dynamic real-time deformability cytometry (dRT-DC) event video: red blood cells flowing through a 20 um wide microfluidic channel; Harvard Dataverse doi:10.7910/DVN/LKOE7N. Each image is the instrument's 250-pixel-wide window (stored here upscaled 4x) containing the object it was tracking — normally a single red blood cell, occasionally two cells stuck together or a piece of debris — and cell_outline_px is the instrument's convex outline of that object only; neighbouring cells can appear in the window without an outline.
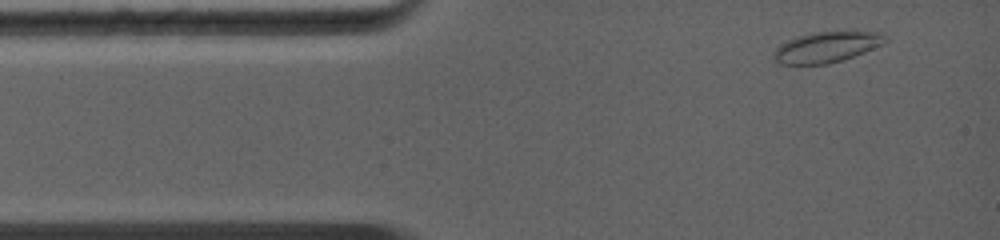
{"species": "common noctule bat (a hibernating species)", "species_latin": "Nyctalus noctula", "temperature_condition": "warm", "stored_images_in_passage": 4, "camera_frame_rate_fps": 5000, "um_per_image_px": 0.085, "animal": {"sex": "female", "body_mass_g": 19.0, "forearm_length_mm": 56.7}, "frame": {"image": 1, "passage_image": 2, "time_ms": 0.8, "image_size_px": [1000, 240], "cell_outline_px": [[888, 40], [884, 44], [864, 52], [828, 64], [780, 64], [772, 56], [772, 52], [780, 44], [788, 40], [800, 36], [816, 32], [880, 32]], "centroid_in_image_um": [70.24, 4.01], "position_along_channel_um": 14.8, "area_um2": 19.59}}
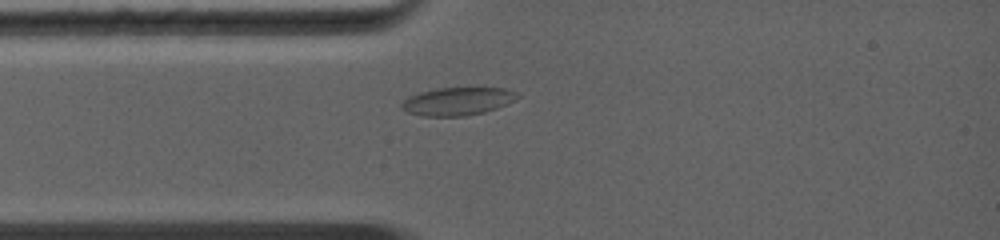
{"frame": {"image": 2, "passage_image": 4, "time_ms": 2.6, "image_size_px": [1000, 240], "cell_outline_px": [[520, 96], [496, 108], [484, 112], [464, 116], [424, 116], [408, 112], [400, 108], [400, 104], [408, 96], [420, 92], [436, 88], [504, 88], [516, 92]], "centroid_in_image_um": [38.83, 8.61], "position_along_channel_um": 46.2, "area_um2": 18.67}}